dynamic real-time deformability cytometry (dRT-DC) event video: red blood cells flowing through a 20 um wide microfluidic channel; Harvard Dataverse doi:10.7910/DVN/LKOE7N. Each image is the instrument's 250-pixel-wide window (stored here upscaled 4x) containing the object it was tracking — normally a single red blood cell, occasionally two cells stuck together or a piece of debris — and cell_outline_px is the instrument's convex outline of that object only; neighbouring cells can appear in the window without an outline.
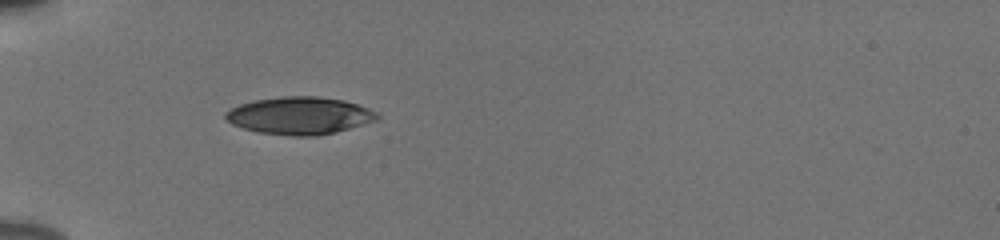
{"species": "human", "species_latin": "Homo sapiens", "temperature_condition": "cold", "stored_images_in_passage": 37, "camera_frame_rate_fps": 3000, "um_per_image_px": 0.085, "donor": {"sex": "male"}, "frame": {"image": 1, "passage_image": 1, "time_ms": 0.0, "image_size_px": [1000, 240], "cell_outline_px": [[380, 120], [336, 132], [316, 136], [292, 136], [260, 132], [244, 128], [232, 124], [224, 116], [224, 112], [240, 104], [256, 100], [284, 96], [320, 96], [344, 100], [380, 112]], "centroid_in_image_um": [25.54, 9.83], "position_along_channel_um": 59.5, "area_um2": 33.23}}
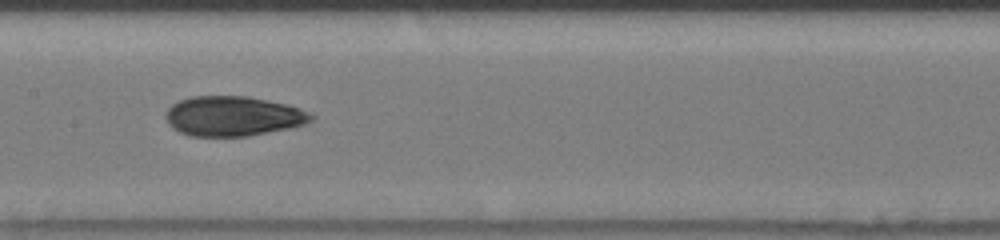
{"frame": {"image": 2, "passage_image": 12, "time_ms": 3.667, "image_size_px": [1000, 240], "cell_outline_px": [[316, 116], [312, 120], [304, 124], [288, 128], [248, 136], [188, 136], [172, 128], [168, 124], [164, 116], [168, 108], [172, 104], [180, 100], [192, 96], [248, 96], [268, 100], [300, 108], [312, 112]], "centroid_in_image_um": [19.8, 9.87], "position_along_channel_um": 187.6, "area_um2": 33.93}}
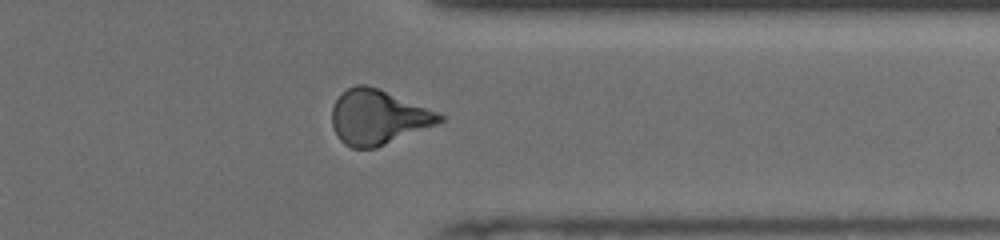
{"frame": {"image": 3, "passage_image": 27, "time_ms": 8.667, "image_size_px": [1000, 240], "cell_outline_px": [[444, 120], [436, 124], [376, 148], [352, 148], [344, 144], [340, 140], [332, 128], [332, 108], [336, 100], [348, 88], [356, 84], [364, 84], [376, 88], [440, 112], [444, 116]], "centroid_in_image_um": [32.12, 9.97], "position_along_channel_um": 379.3, "area_um2": 33.99}, "authors_computed_cell_mechanics": {"area_um2": 33.524, "velocity_mm_per_s": 3.8596, "shape_relaxation_time_tau1_ms": 4.3235, "shape_relaxation_time_tau2_ms": 2.3729, "deformation_change_tau1": 0.1709, "deformation_change_tau2": 0.0918}}